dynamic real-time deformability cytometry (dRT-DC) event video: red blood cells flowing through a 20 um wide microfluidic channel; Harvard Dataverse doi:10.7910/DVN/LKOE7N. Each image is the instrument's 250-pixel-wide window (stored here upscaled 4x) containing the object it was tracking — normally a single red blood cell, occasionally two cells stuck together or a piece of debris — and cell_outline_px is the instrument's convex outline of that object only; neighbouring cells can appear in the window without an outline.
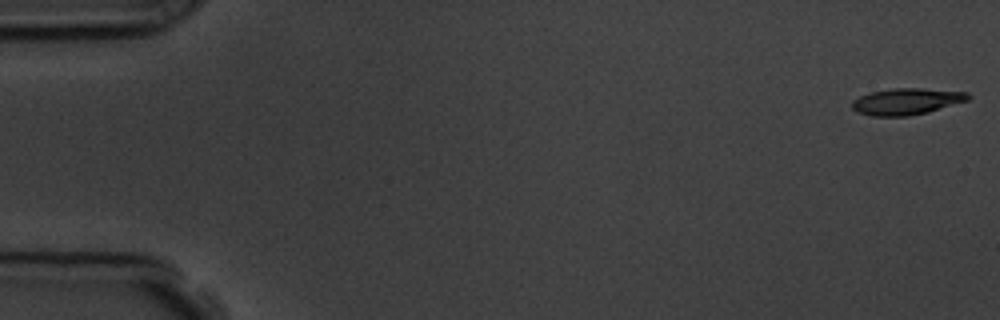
{"species": "common noctule bat (a hibernating species)", "species_latin": "Nyctalus noctula", "temperature_condition": "room temperature", "stored_images_in_passage": 15, "camera_frame_rate_fps": 3000, "um_per_image_px": 0.085, "animal": {"sex": "male", "body_mass_g": 19.5, "forearm_length_mm": 54.6}, "frame": {"image": 1, "passage_image": 1, "time_ms": 0.0, "image_size_px": [1000, 320], "cell_outline_px": [[972, 96], [968, 100], [928, 112], [908, 116], [872, 116], [856, 112], [852, 108], [852, 100], [860, 96], [872, 92], [892, 88], [920, 88], [968, 92]], "centroid_in_image_um": [77.05, 8.62], "position_along_channel_um": 7.9, "area_um2": 17.92}}
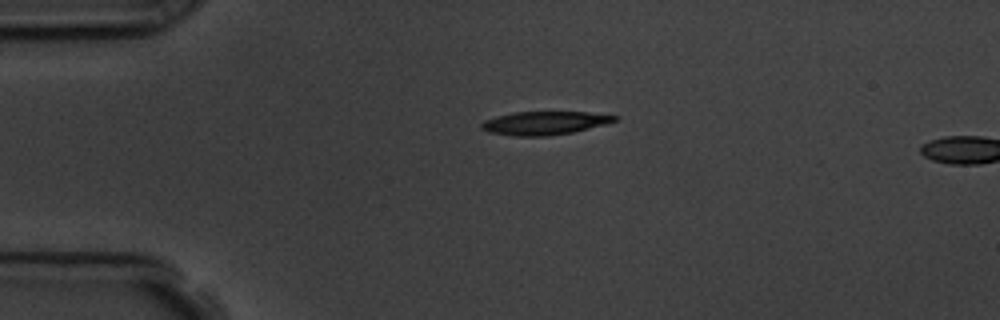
{"frame": {"image": 2, "passage_image": 13, "time_ms": 4.0, "image_size_px": [1000, 320], "cell_outline_px": [[620, 116], [616, 120], [604, 124], [572, 132], [548, 136], [516, 136], [488, 132], [480, 128], [480, 124], [484, 120], [496, 116], [512, 112], [588, 112]], "centroid_in_image_um": [46.24, 10.45], "position_along_channel_um": 38.8, "area_um2": 18.09}}